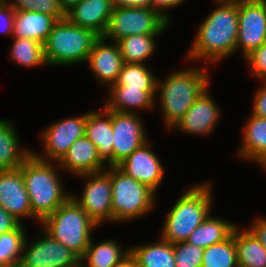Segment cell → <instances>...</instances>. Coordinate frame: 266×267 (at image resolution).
<instances>
[{"mask_svg": "<svg viewBox=\"0 0 266 267\" xmlns=\"http://www.w3.org/2000/svg\"><path fill=\"white\" fill-rule=\"evenodd\" d=\"M215 6L199 25L185 56L186 61L218 65L235 54L239 30L238 4L217 3Z\"/></svg>", "mask_w": 266, "mask_h": 267, "instance_id": "obj_1", "label": "cell"}, {"mask_svg": "<svg viewBox=\"0 0 266 267\" xmlns=\"http://www.w3.org/2000/svg\"><path fill=\"white\" fill-rule=\"evenodd\" d=\"M198 64L194 63L183 70L175 69L168 73L165 80L157 78L155 102L157 97L160 98L162 122L168 131H171L203 91L211 86L209 65Z\"/></svg>", "mask_w": 266, "mask_h": 267, "instance_id": "obj_2", "label": "cell"}, {"mask_svg": "<svg viewBox=\"0 0 266 267\" xmlns=\"http://www.w3.org/2000/svg\"><path fill=\"white\" fill-rule=\"evenodd\" d=\"M22 171L33 215L42 222L70 196L60 178L58 162L42 161L31 154L19 167Z\"/></svg>", "mask_w": 266, "mask_h": 267, "instance_id": "obj_3", "label": "cell"}, {"mask_svg": "<svg viewBox=\"0 0 266 267\" xmlns=\"http://www.w3.org/2000/svg\"><path fill=\"white\" fill-rule=\"evenodd\" d=\"M209 181L192 185L180 195L166 215L160 237L172 244L185 242L212 213L213 192Z\"/></svg>", "mask_w": 266, "mask_h": 267, "instance_id": "obj_4", "label": "cell"}, {"mask_svg": "<svg viewBox=\"0 0 266 267\" xmlns=\"http://www.w3.org/2000/svg\"><path fill=\"white\" fill-rule=\"evenodd\" d=\"M98 227L72 196L40 223V228L80 259Z\"/></svg>", "mask_w": 266, "mask_h": 267, "instance_id": "obj_5", "label": "cell"}, {"mask_svg": "<svg viewBox=\"0 0 266 267\" xmlns=\"http://www.w3.org/2000/svg\"><path fill=\"white\" fill-rule=\"evenodd\" d=\"M99 38L94 31L77 26L66 17L58 20L43 44L46 63L52 67L82 65Z\"/></svg>", "mask_w": 266, "mask_h": 267, "instance_id": "obj_6", "label": "cell"}, {"mask_svg": "<svg viewBox=\"0 0 266 267\" xmlns=\"http://www.w3.org/2000/svg\"><path fill=\"white\" fill-rule=\"evenodd\" d=\"M112 223L131 222L148 215L156 206V193L147 185L111 166Z\"/></svg>", "mask_w": 266, "mask_h": 267, "instance_id": "obj_7", "label": "cell"}, {"mask_svg": "<svg viewBox=\"0 0 266 267\" xmlns=\"http://www.w3.org/2000/svg\"><path fill=\"white\" fill-rule=\"evenodd\" d=\"M170 22L158 11L151 8H116L111 14L106 40L117 42L132 35H162Z\"/></svg>", "mask_w": 266, "mask_h": 267, "instance_id": "obj_8", "label": "cell"}, {"mask_svg": "<svg viewBox=\"0 0 266 267\" xmlns=\"http://www.w3.org/2000/svg\"><path fill=\"white\" fill-rule=\"evenodd\" d=\"M85 180L81 195L71 193L72 198L99 226L112 222L111 167L104 171L78 176Z\"/></svg>", "mask_w": 266, "mask_h": 267, "instance_id": "obj_9", "label": "cell"}, {"mask_svg": "<svg viewBox=\"0 0 266 267\" xmlns=\"http://www.w3.org/2000/svg\"><path fill=\"white\" fill-rule=\"evenodd\" d=\"M86 120L87 113H84L49 124L40 137L42 154L36 151H32V154L42 161L59 162L70 146L85 135Z\"/></svg>", "mask_w": 266, "mask_h": 267, "instance_id": "obj_10", "label": "cell"}, {"mask_svg": "<svg viewBox=\"0 0 266 267\" xmlns=\"http://www.w3.org/2000/svg\"><path fill=\"white\" fill-rule=\"evenodd\" d=\"M40 232L33 240L25 239L20 260L23 267H72L80 261L75 253L42 228Z\"/></svg>", "mask_w": 266, "mask_h": 267, "instance_id": "obj_11", "label": "cell"}, {"mask_svg": "<svg viewBox=\"0 0 266 267\" xmlns=\"http://www.w3.org/2000/svg\"><path fill=\"white\" fill-rule=\"evenodd\" d=\"M238 24L236 51L245 58L266 43V0L238 3Z\"/></svg>", "mask_w": 266, "mask_h": 267, "instance_id": "obj_12", "label": "cell"}, {"mask_svg": "<svg viewBox=\"0 0 266 267\" xmlns=\"http://www.w3.org/2000/svg\"><path fill=\"white\" fill-rule=\"evenodd\" d=\"M141 113L111 111L113 132V166L148 141Z\"/></svg>", "mask_w": 266, "mask_h": 267, "instance_id": "obj_13", "label": "cell"}, {"mask_svg": "<svg viewBox=\"0 0 266 267\" xmlns=\"http://www.w3.org/2000/svg\"><path fill=\"white\" fill-rule=\"evenodd\" d=\"M117 167L126 175L147 185L156 194L165 174V167L151 148L149 140L132 152Z\"/></svg>", "mask_w": 266, "mask_h": 267, "instance_id": "obj_14", "label": "cell"}, {"mask_svg": "<svg viewBox=\"0 0 266 267\" xmlns=\"http://www.w3.org/2000/svg\"><path fill=\"white\" fill-rule=\"evenodd\" d=\"M209 90L210 87L203 91L171 130H180L183 134L202 137L208 135L210 137L212 132L214 133L221 118V109Z\"/></svg>", "mask_w": 266, "mask_h": 267, "instance_id": "obj_15", "label": "cell"}, {"mask_svg": "<svg viewBox=\"0 0 266 267\" xmlns=\"http://www.w3.org/2000/svg\"><path fill=\"white\" fill-rule=\"evenodd\" d=\"M0 206L22 224L29 218L41 223L32 213L29 195L20 168L0 170Z\"/></svg>", "mask_w": 266, "mask_h": 267, "instance_id": "obj_16", "label": "cell"}, {"mask_svg": "<svg viewBox=\"0 0 266 267\" xmlns=\"http://www.w3.org/2000/svg\"><path fill=\"white\" fill-rule=\"evenodd\" d=\"M86 63L95 80L107 89L114 85L124 65L117 42H107L104 37L94 43Z\"/></svg>", "mask_w": 266, "mask_h": 267, "instance_id": "obj_17", "label": "cell"}, {"mask_svg": "<svg viewBox=\"0 0 266 267\" xmlns=\"http://www.w3.org/2000/svg\"><path fill=\"white\" fill-rule=\"evenodd\" d=\"M73 177L104 171L108 166L100 159L98 149L86 135L77 139L58 162Z\"/></svg>", "mask_w": 266, "mask_h": 267, "instance_id": "obj_18", "label": "cell"}, {"mask_svg": "<svg viewBox=\"0 0 266 267\" xmlns=\"http://www.w3.org/2000/svg\"><path fill=\"white\" fill-rule=\"evenodd\" d=\"M109 95L102 106L111 111L140 113L138 110L150 111L156 107V90H142L128 85H112ZM145 109V110H144Z\"/></svg>", "mask_w": 266, "mask_h": 267, "instance_id": "obj_19", "label": "cell"}, {"mask_svg": "<svg viewBox=\"0 0 266 267\" xmlns=\"http://www.w3.org/2000/svg\"><path fill=\"white\" fill-rule=\"evenodd\" d=\"M114 10L112 0H82L65 14L73 24L94 31L103 37Z\"/></svg>", "mask_w": 266, "mask_h": 267, "instance_id": "obj_20", "label": "cell"}, {"mask_svg": "<svg viewBox=\"0 0 266 267\" xmlns=\"http://www.w3.org/2000/svg\"><path fill=\"white\" fill-rule=\"evenodd\" d=\"M85 135L98 149L100 159L108 166H113V132L111 110L103 106L100 110L87 112Z\"/></svg>", "mask_w": 266, "mask_h": 267, "instance_id": "obj_21", "label": "cell"}, {"mask_svg": "<svg viewBox=\"0 0 266 267\" xmlns=\"http://www.w3.org/2000/svg\"><path fill=\"white\" fill-rule=\"evenodd\" d=\"M237 155L241 160L252 161L266 170V118L250 114L243 127Z\"/></svg>", "mask_w": 266, "mask_h": 267, "instance_id": "obj_22", "label": "cell"}, {"mask_svg": "<svg viewBox=\"0 0 266 267\" xmlns=\"http://www.w3.org/2000/svg\"><path fill=\"white\" fill-rule=\"evenodd\" d=\"M15 122L0 118V170L19 168L32 154V150L20 144Z\"/></svg>", "mask_w": 266, "mask_h": 267, "instance_id": "obj_23", "label": "cell"}, {"mask_svg": "<svg viewBox=\"0 0 266 267\" xmlns=\"http://www.w3.org/2000/svg\"><path fill=\"white\" fill-rule=\"evenodd\" d=\"M58 20L54 16L33 11H15L13 38L34 39L42 44Z\"/></svg>", "mask_w": 266, "mask_h": 267, "instance_id": "obj_24", "label": "cell"}, {"mask_svg": "<svg viewBox=\"0 0 266 267\" xmlns=\"http://www.w3.org/2000/svg\"><path fill=\"white\" fill-rule=\"evenodd\" d=\"M238 224L222 217L209 216L190 234L187 242L205 249L228 239Z\"/></svg>", "mask_w": 266, "mask_h": 267, "instance_id": "obj_25", "label": "cell"}, {"mask_svg": "<svg viewBox=\"0 0 266 267\" xmlns=\"http://www.w3.org/2000/svg\"><path fill=\"white\" fill-rule=\"evenodd\" d=\"M158 238L155 243L129 246L137 267H176L173 244Z\"/></svg>", "mask_w": 266, "mask_h": 267, "instance_id": "obj_26", "label": "cell"}, {"mask_svg": "<svg viewBox=\"0 0 266 267\" xmlns=\"http://www.w3.org/2000/svg\"><path fill=\"white\" fill-rule=\"evenodd\" d=\"M123 246L115 239L102 240L95 243L92 239L80 261L85 267H114L123 257H125L130 249Z\"/></svg>", "mask_w": 266, "mask_h": 267, "instance_id": "obj_27", "label": "cell"}, {"mask_svg": "<svg viewBox=\"0 0 266 267\" xmlns=\"http://www.w3.org/2000/svg\"><path fill=\"white\" fill-rule=\"evenodd\" d=\"M234 230L237 262L239 267H266V248L247 229ZM240 229V230H239Z\"/></svg>", "mask_w": 266, "mask_h": 267, "instance_id": "obj_28", "label": "cell"}, {"mask_svg": "<svg viewBox=\"0 0 266 267\" xmlns=\"http://www.w3.org/2000/svg\"><path fill=\"white\" fill-rule=\"evenodd\" d=\"M159 35H132L117 41L124 63L147 64L156 50Z\"/></svg>", "mask_w": 266, "mask_h": 267, "instance_id": "obj_29", "label": "cell"}, {"mask_svg": "<svg viewBox=\"0 0 266 267\" xmlns=\"http://www.w3.org/2000/svg\"><path fill=\"white\" fill-rule=\"evenodd\" d=\"M9 49L11 60L21 67L32 69L41 65L48 66L44 56L43 44L34 39L14 38Z\"/></svg>", "mask_w": 266, "mask_h": 267, "instance_id": "obj_30", "label": "cell"}, {"mask_svg": "<svg viewBox=\"0 0 266 267\" xmlns=\"http://www.w3.org/2000/svg\"><path fill=\"white\" fill-rule=\"evenodd\" d=\"M157 75L147 64L124 63L114 85H128V87L142 90H156Z\"/></svg>", "mask_w": 266, "mask_h": 267, "instance_id": "obj_31", "label": "cell"}, {"mask_svg": "<svg viewBox=\"0 0 266 267\" xmlns=\"http://www.w3.org/2000/svg\"><path fill=\"white\" fill-rule=\"evenodd\" d=\"M201 267H239L233 234L226 240L203 250Z\"/></svg>", "mask_w": 266, "mask_h": 267, "instance_id": "obj_32", "label": "cell"}, {"mask_svg": "<svg viewBox=\"0 0 266 267\" xmlns=\"http://www.w3.org/2000/svg\"><path fill=\"white\" fill-rule=\"evenodd\" d=\"M25 224L0 235V266L20 263L26 239Z\"/></svg>", "mask_w": 266, "mask_h": 267, "instance_id": "obj_33", "label": "cell"}, {"mask_svg": "<svg viewBox=\"0 0 266 267\" xmlns=\"http://www.w3.org/2000/svg\"><path fill=\"white\" fill-rule=\"evenodd\" d=\"M15 11L41 12L54 16L57 20L65 18L58 0H5Z\"/></svg>", "mask_w": 266, "mask_h": 267, "instance_id": "obj_34", "label": "cell"}, {"mask_svg": "<svg viewBox=\"0 0 266 267\" xmlns=\"http://www.w3.org/2000/svg\"><path fill=\"white\" fill-rule=\"evenodd\" d=\"M173 249L176 267H201L203 248L185 241L174 243Z\"/></svg>", "mask_w": 266, "mask_h": 267, "instance_id": "obj_35", "label": "cell"}, {"mask_svg": "<svg viewBox=\"0 0 266 267\" xmlns=\"http://www.w3.org/2000/svg\"><path fill=\"white\" fill-rule=\"evenodd\" d=\"M249 66L250 73L258 81L266 79V43L252 51L244 58Z\"/></svg>", "mask_w": 266, "mask_h": 267, "instance_id": "obj_36", "label": "cell"}, {"mask_svg": "<svg viewBox=\"0 0 266 267\" xmlns=\"http://www.w3.org/2000/svg\"><path fill=\"white\" fill-rule=\"evenodd\" d=\"M15 10L5 1L0 0V33L12 36Z\"/></svg>", "mask_w": 266, "mask_h": 267, "instance_id": "obj_37", "label": "cell"}, {"mask_svg": "<svg viewBox=\"0 0 266 267\" xmlns=\"http://www.w3.org/2000/svg\"><path fill=\"white\" fill-rule=\"evenodd\" d=\"M260 86L254 94L252 102V115L266 118V79L260 80Z\"/></svg>", "mask_w": 266, "mask_h": 267, "instance_id": "obj_38", "label": "cell"}, {"mask_svg": "<svg viewBox=\"0 0 266 267\" xmlns=\"http://www.w3.org/2000/svg\"><path fill=\"white\" fill-rule=\"evenodd\" d=\"M186 0H151V9L158 11L165 19L171 22L167 11L183 4Z\"/></svg>", "mask_w": 266, "mask_h": 267, "instance_id": "obj_39", "label": "cell"}, {"mask_svg": "<svg viewBox=\"0 0 266 267\" xmlns=\"http://www.w3.org/2000/svg\"><path fill=\"white\" fill-rule=\"evenodd\" d=\"M22 223L0 206V235L17 229Z\"/></svg>", "mask_w": 266, "mask_h": 267, "instance_id": "obj_40", "label": "cell"}, {"mask_svg": "<svg viewBox=\"0 0 266 267\" xmlns=\"http://www.w3.org/2000/svg\"><path fill=\"white\" fill-rule=\"evenodd\" d=\"M253 222V223H252ZM247 228L266 248V217L255 218Z\"/></svg>", "mask_w": 266, "mask_h": 267, "instance_id": "obj_41", "label": "cell"}, {"mask_svg": "<svg viewBox=\"0 0 266 267\" xmlns=\"http://www.w3.org/2000/svg\"><path fill=\"white\" fill-rule=\"evenodd\" d=\"M116 8H151V0H112Z\"/></svg>", "mask_w": 266, "mask_h": 267, "instance_id": "obj_42", "label": "cell"}, {"mask_svg": "<svg viewBox=\"0 0 266 267\" xmlns=\"http://www.w3.org/2000/svg\"><path fill=\"white\" fill-rule=\"evenodd\" d=\"M114 267H137L134 256L129 252Z\"/></svg>", "mask_w": 266, "mask_h": 267, "instance_id": "obj_43", "label": "cell"}, {"mask_svg": "<svg viewBox=\"0 0 266 267\" xmlns=\"http://www.w3.org/2000/svg\"><path fill=\"white\" fill-rule=\"evenodd\" d=\"M61 10L66 14L74 6L78 5L82 0H58Z\"/></svg>", "mask_w": 266, "mask_h": 267, "instance_id": "obj_44", "label": "cell"}, {"mask_svg": "<svg viewBox=\"0 0 266 267\" xmlns=\"http://www.w3.org/2000/svg\"><path fill=\"white\" fill-rule=\"evenodd\" d=\"M244 0H213L215 2L214 4L217 3H224V4H238Z\"/></svg>", "mask_w": 266, "mask_h": 267, "instance_id": "obj_45", "label": "cell"}, {"mask_svg": "<svg viewBox=\"0 0 266 267\" xmlns=\"http://www.w3.org/2000/svg\"><path fill=\"white\" fill-rule=\"evenodd\" d=\"M0 267H23V266L20 263H16L9 266H0Z\"/></svg>", "mask_w": 266, "mask_h": 267, "instance_id": "obj_46", "label": "cell"}, {"mask_svg": "<svg viewBox=\"0 0 266 267\" xmlns=\"http://www.w3.org/2000/svg\"><path fill=\"white\" fill-rule=\"evenodd\" d=\"M72 267H85V265L81 261H79L76 265Z\"/></svg>", "mask_w": 266, "mask_h": 267, "instance_id": "obj_47", "label": "cell"}]
</instances>
